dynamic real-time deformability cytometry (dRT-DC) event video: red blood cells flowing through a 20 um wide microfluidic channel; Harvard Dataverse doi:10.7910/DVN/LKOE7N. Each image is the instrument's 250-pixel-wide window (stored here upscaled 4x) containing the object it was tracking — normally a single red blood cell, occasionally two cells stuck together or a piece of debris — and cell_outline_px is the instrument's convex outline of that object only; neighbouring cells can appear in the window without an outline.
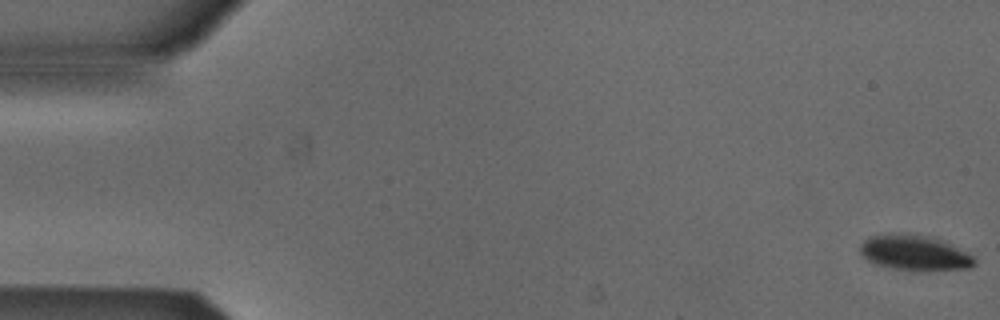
{"species": "Egyptian fruit bat (a non-hibernating species)", "species_latin": "Rousettus aegyptiacus", "temperature_condition": "cold", "stored_images_in_passage": 53, "camera_frame_rate_fps": 3000, "um_per_image_px": 0.085, "animal": {"sex": "male"}, "frame": {"image": 1, "passage_image": 1, "time_ms": 0.0, "image_size_px": [1000, 320], "cell_outline_px": [[976, 260], [968, 268], [920, 272], [892, 268], [876, 264], [868, 260], [860, 252], [860, 244], [864, 240], [872, 236], [932, 236], [972, 256]], "centroid_in_image_um": [77.74, 21.55], "position_along_channel_um": 7.3, "area_um2": 22.6}}
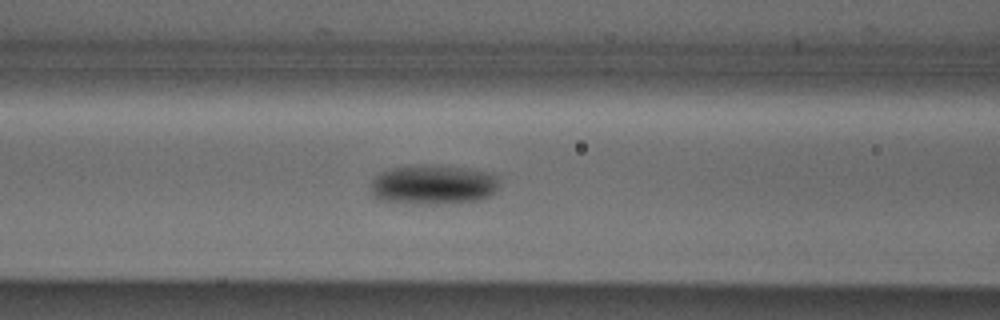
{"frame": {"image": 2, "passage_image": 22, "time_ms": 7.0, "image_size_px": [1000, 320], "cell_outline_px": [[500, 184], [496, 192], [484, 200], [440, 204], [416, 204], [380, 200], [372, 192], [372, 180], [380, 172], [392, 168], [412, 164], [432, 164], [464, 168], [484, 172], [500, 176]], "centroid_in_image_um": [36.88, 15.69], "position_along_channel_um": 129.7, "area_um2": 30.23}}
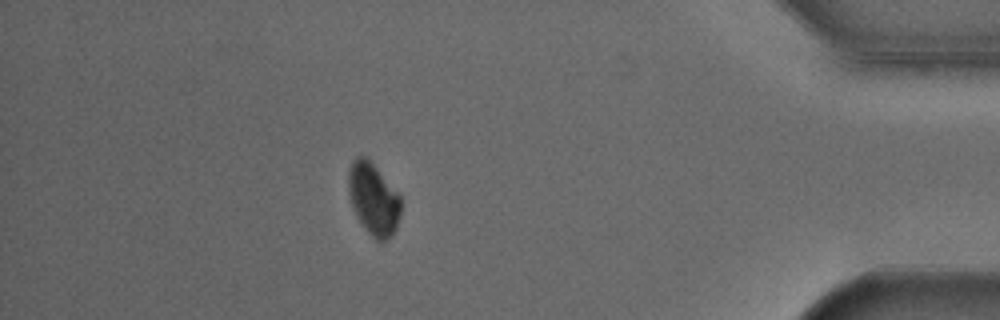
{"frame": {"image": 3, "passage_image": 47, "time_ms": 15.333, "image_size_px": [1000, 320], "cell_outline_px": [[400, 216], [396, 228], [392, 236], [380, 244], [364, 228], [356, 216], [348, 192], [348, 172], [352, 160], [356, 156], [368, 156], [400, 196]], "centroid_in_image_um": [31.73, 16.91], "position_along_channel_um": 403.5, "area_um2": 22.25}, "authors_computed_cell_mechanics": {"area_um2": 25.143, "velocity_mm_per_s": 3.8538, "shape_relaxation_time_tau1_ms": 6.2803, "shape_relaxation_time_tau2_ms": null, "deformation_change_tau1": 0.1031, "deformation_change_tau2": null}}